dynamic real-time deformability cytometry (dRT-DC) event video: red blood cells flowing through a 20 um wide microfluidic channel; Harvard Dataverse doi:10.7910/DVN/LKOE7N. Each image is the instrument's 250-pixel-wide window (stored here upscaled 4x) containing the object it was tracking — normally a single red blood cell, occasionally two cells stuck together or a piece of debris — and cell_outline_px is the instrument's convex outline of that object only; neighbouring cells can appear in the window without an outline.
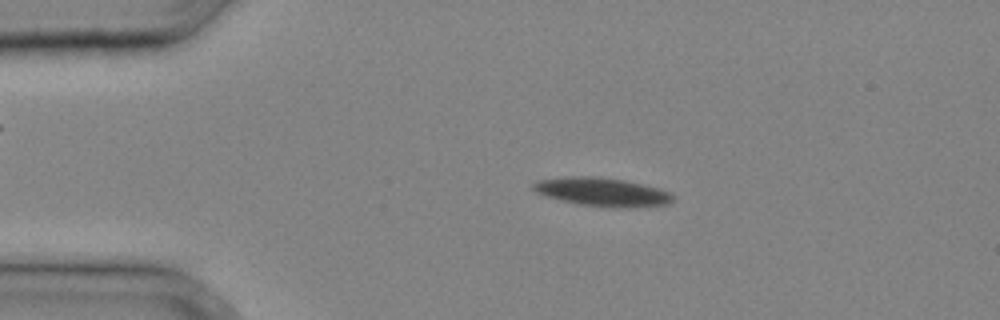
{"species": "common noctule bat (a hibernating species)", "species_latin": "Nyctalus noctula", "temperature_condition": "cold", "stored_images_in_passage": 35, "camera_frame_rate_fps": 3000, "um_per_image_px": 0.085, "animal": {"sex": "male", "body_mass_g": 20.4}, "frame": {"image": 1, "passage_image": 7, "time_ms": 2.0, "image_size_px": [1000, 320], "cell_outline_px": [[676, 196], [668, 204], [628, 208], [612, 208], [580, 204], [560, 200], [536, 192], [532, 188], [532, 184], [536, 180], [564, 176], [600, 176], [624, 180], [660, 188], [672, 192]], "centroid_in_image_um": [51.22, 16.31], "position_along_channel_um": 33.8, "area_um2": 23.58}}
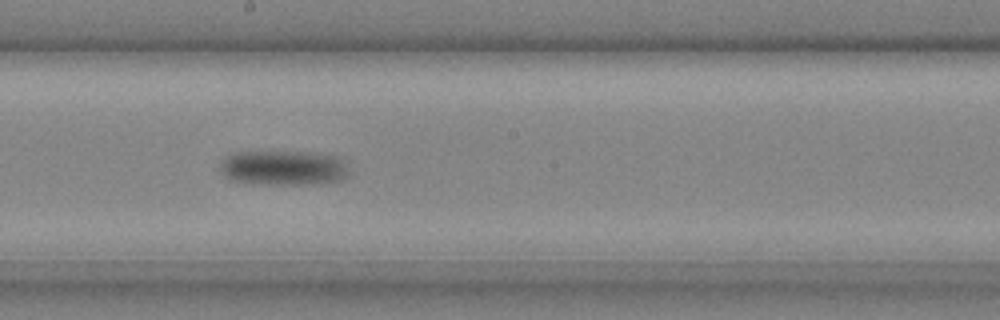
{"frame": {"image": 2, "passage_image": 20, "time_ms": 6.333, "image_size_px": [1000, 320], "cell_outline_px": [[348, 176], [340, 180], [312, 184], [252, 184], [228, 180], [224, 176], [220, 168], [220, 160], [232, 152], [316, 152], [344, 156], [348, 160]], "centroid_in_image_um": [24.13, 14.25], "position_along_channel_um": 224.1, "area_um2": 27.05}}
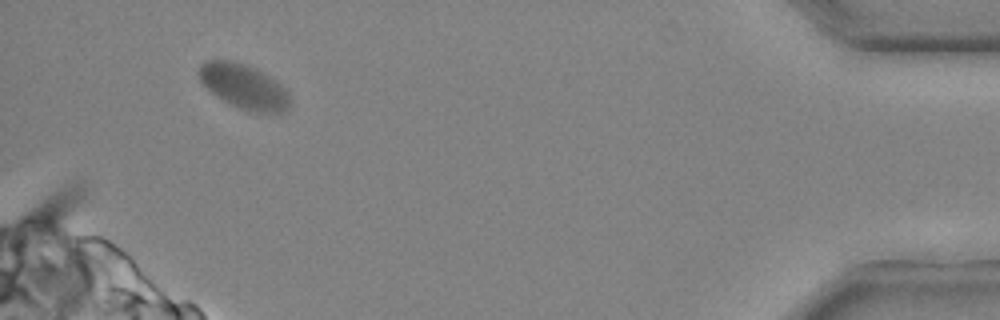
{"frame": {"image": 3, "passage_image": 34, "time_ms": 11.0, "image_size_px": [1000, 320], "cell_outline_px": [[292, 100], [288, 112], [256, 112], [232, 104], [216, 96], [200, 80], [196, 72], [200, 64], [204, 60], [232, 60], [256, 68], [280, 84], [288, 92]], "centroid_in_image_um": [20.74, 7.33], "position_along_channel_um": 414.5, "area_um2": 23.58}}